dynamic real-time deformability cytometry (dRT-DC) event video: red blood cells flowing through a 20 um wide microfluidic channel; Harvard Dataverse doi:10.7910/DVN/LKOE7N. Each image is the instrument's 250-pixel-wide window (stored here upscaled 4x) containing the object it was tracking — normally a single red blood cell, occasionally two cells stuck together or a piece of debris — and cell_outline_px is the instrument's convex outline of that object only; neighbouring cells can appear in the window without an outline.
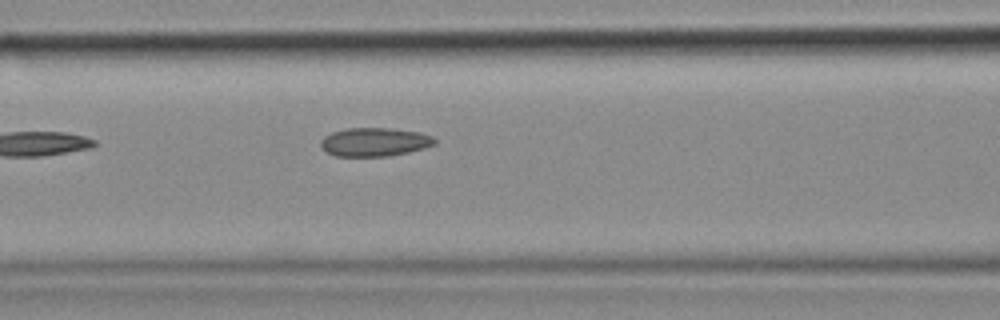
{"species": "common noctule bat (a hibernating species)", "species_latin": "Nyctalus noctula", "temperature_condition": "cold", "stored_images_in_passage": 3, "camera_frame_rate_fps": 3000, "um_per_image_px": 0.085, "animal": {"sex": "female", "body_mass_g": 18.4}, "frame": {"image": 1, "passage_image": 3, "time_ms": 0.667, "image_size_px": [1000, 320], "cell_outline_px": [[436, 144], [424, 148], [408, 152], [388, 156], [336, 156], [328, 152], [320, 144], [320, 140], [324, 136], [332, 132], [348, 128], [392, 128], [420, 132], [432, 136], [436, 140]], "centroid_in_image_um": [31.86, 12.06], "position_along_channel_um": 134.7, "area_um2": 18.96}}